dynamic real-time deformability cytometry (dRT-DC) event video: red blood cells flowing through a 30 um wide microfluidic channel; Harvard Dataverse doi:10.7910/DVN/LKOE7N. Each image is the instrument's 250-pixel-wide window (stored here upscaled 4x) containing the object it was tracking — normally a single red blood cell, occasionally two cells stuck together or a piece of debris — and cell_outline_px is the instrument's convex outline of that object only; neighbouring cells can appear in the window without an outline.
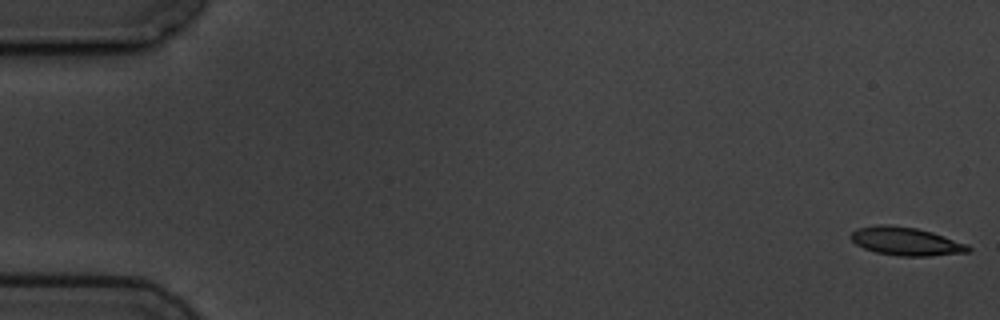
{"species": "common noctule bat (a hibernating species)", "species_latin": "Nyctalus noctula", "temperature_condition": "cold", "stored_images_in_passage": 5, "camera_frame_rate_fps": 3000, "um_per_image_px": 0.085, "animal": {"sex": "male", "body_mass_g": 19.5, "forearm_length_mm": 54.6}, "frame": {"image": 1, "passage_image": 1, "time_ms": 0.0, "image_size_px": [1000, 320], "cell_outline_px": [[972, 248], [968, 252], [928, 256], [896, 256], [876, 252], [864, 248], [856, 244], [852, 240], [852, 232], [856, 228], [880, 224], [888, 224], [916, 228], [932, 232], [968, 244]], "centroid_in_image_um": [77.01, 20.51], "position_along_channel_um": 8.0, "area_um2": 19.31}}
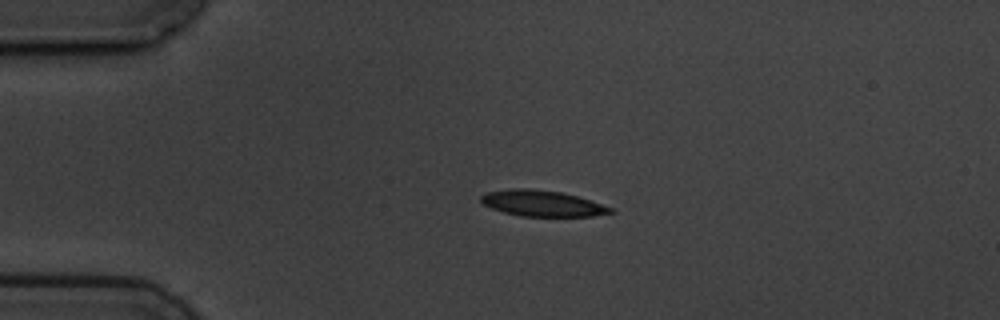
{"frame": {"image": 2, "passage_image": 4, "time_ms": 4.0, "image_size_px": [1000, 320], "cell_outline_px": [[616, 212], [592, 216], [520, 216], [504, 212], [492, 208], [484, 204], [480, 200], [480, 196], [488, 192], [512, 188], [528, 188], [560, 192], [576, 196], [612, 208]], "centroid_in_image_um": [46.06, 17.29], "position_along_channel_um": 38.9, "area_um2": 19.31}}